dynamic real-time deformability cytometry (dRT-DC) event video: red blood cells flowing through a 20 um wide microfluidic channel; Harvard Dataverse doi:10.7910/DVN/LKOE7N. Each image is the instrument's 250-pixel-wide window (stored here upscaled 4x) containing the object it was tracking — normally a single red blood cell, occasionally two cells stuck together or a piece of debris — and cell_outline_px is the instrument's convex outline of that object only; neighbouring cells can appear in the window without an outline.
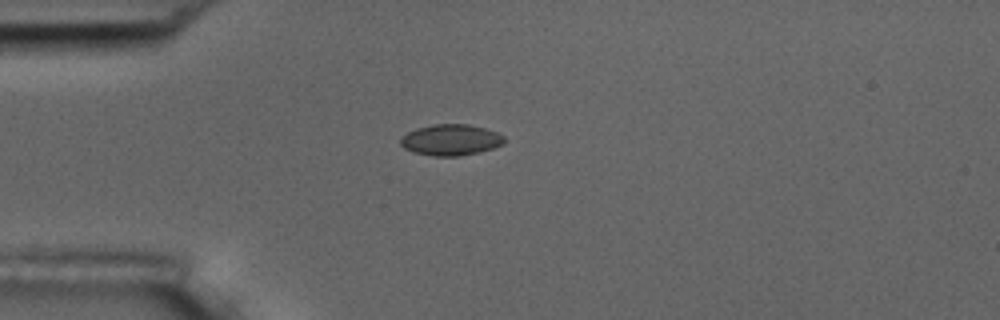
{"species": "common noctule bat (a hibernating species)", "species_latin": "Nyctalus noctula", "temperature_condition": "room temperature", "stored_images_in_passage": 14, "camera_frame_rate_fps": 3000, "um_per_image_px": 0.085, "animal": {"sex": "male", "body_mass_g": 17.5, "forearm_length_mm": 52.3}, "frame": {"image": 1, "passage_image": 3, "time_ms": 0.667, "image_size_px": [1000, 320], "cell_outline_px": [[504, 144], [480, 152], [460, 156], [432, 156], [412, 152], [404, 148], [400, 144], [400, 136], [416, 128], [432, 124], [468, 124], [484, 128], [496, 132], [504, 136]], "centroid_in_image_um": [38.29, 11.89], "position_along_channel_um": 46.7, "area_um2": 18.96}}
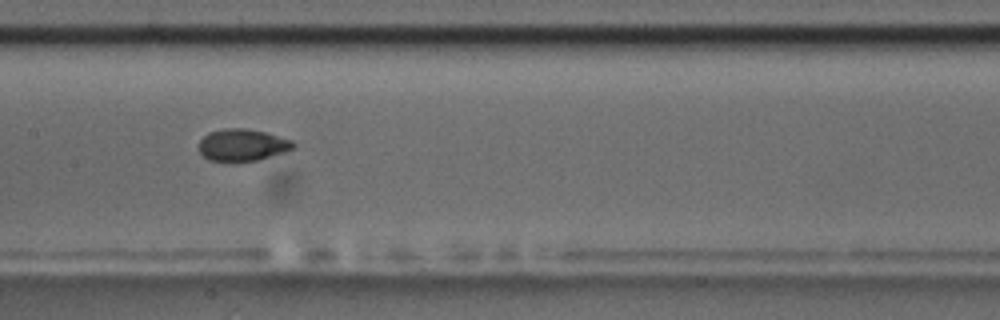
{"frame": {"image": 2, "passage_image": 7, "time_ms": 2.0, "image_size_px": [1000, 320], "cell_outline_px": [[296, 148], [284, 152], [256, 160], [208, 160], [200, 152], [200, 140], [208, 132], [224, 128], [244, 128], [264, 132], [292, 140], [296, 144]], "centroid_in_image_um": [20.62, 12.3], "position_along_channel_um": 186.8, "area_um2": 17.28}}
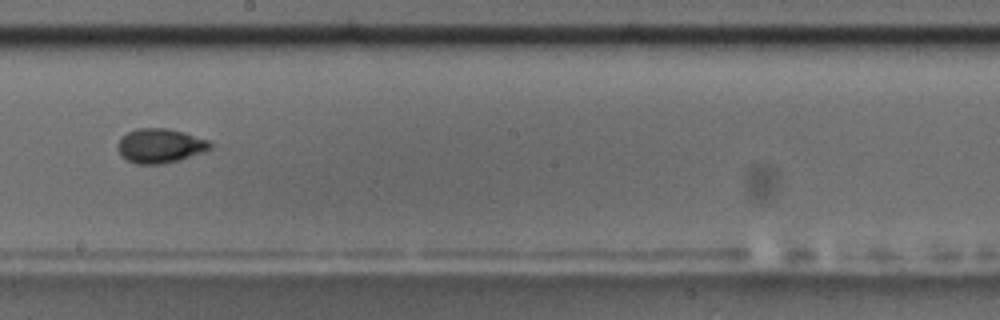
{"frame": {"image": 3, "passage_image": 8, "time_ms": 2.333, "image_size_px": [1000, 320], "cell_outline_px": [[212, 148], [204, 152], [180, 160], [160, 164], [136, 164], [120, 156], [116, 148], [116, 144], [128, 132], [136, 128], [168, 128], [184, 132], [208, 140], [212, 144]], "centroid_in_image_um": [13.6, 12.39], "position_along_channel_um": 234.6, "area_um2": 18.67}}